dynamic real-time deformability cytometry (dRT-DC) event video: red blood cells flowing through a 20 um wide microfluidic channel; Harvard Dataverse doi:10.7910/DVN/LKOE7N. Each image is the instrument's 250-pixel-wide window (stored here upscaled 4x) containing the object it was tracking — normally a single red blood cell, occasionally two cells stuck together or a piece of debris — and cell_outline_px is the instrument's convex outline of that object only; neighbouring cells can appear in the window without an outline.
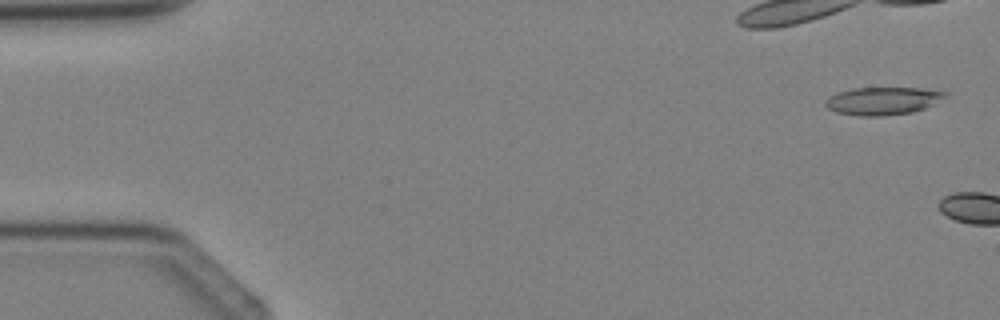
{"species": "Egyptian fruit bat (a non-hibernating species)", "species_latin": "Rousettus aegyptiacus", "temperature_condition": "cold", "stored_images_in_passage": 5, "camera_frame_rate_fps": 3000, "um_per_image_px": 0.085, "animal": {"sex": "female"}, "frame": {"image": 1, "passage_image": 1, "time_ms": 0.0, "image_size_px": [1000, 320], "cell_outline_px": [[948, 92], [944, 96], [924, 108], [912, 112], [884, 116], [860, 116], [836, 112], [828, 108], [824, 104], [824, 100], [828, 96], [836, 92], [852, 88], [920, 88]], "centroid_in_image_um": [74.93, 8.57], "position_along_channel_um": 10.1, "area_um2": 19.25}}